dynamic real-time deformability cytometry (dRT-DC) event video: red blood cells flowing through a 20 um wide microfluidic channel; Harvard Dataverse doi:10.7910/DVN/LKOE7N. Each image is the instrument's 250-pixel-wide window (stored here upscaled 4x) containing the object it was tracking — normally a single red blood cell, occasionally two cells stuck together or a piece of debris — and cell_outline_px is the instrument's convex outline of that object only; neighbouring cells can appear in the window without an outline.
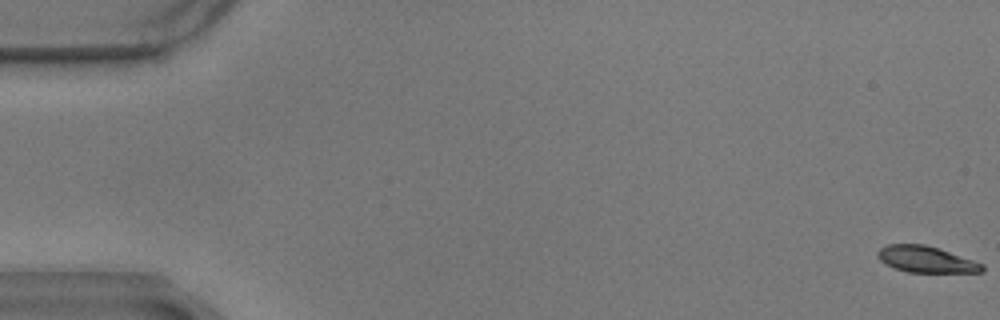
{"species": "common noctule bat (a hibernating species)", "species_latin": "Nyctalus noctula", "temperature_condition": "warm", "stored_images_in_passage": 60, "camera_frame_rate_fps": 3000, "um_per_image_px": 0.085, "animal": {"sex": "male", "body_mass_g": 17.9}, "frame": {"image": 1, "passage_image": 1, "time_ms": 0.0, "image_size_px": [1000, 320], "cell_outline_px": [[984, 272], [908, 272], [896, 268], [880, 260], [876, 256], [876, 252], [880, 248], [888, 244], [924, 244], [984, 264]], "centroid_in_image_um": [78.69, 22.04], "position_along_channel_um": 6.3, "area_um2": 15.72}}
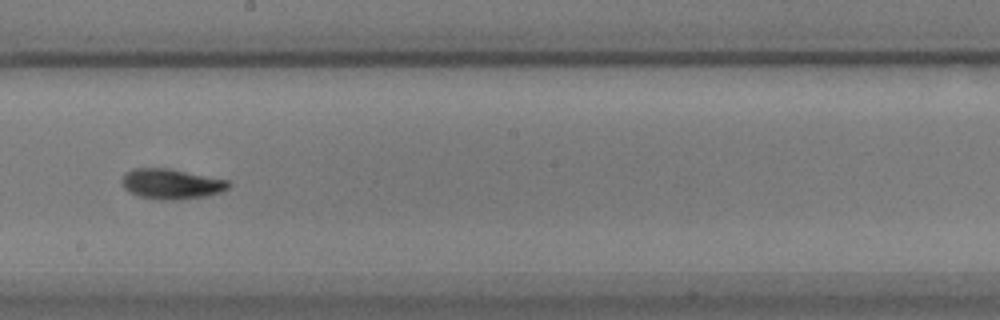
{"frame": {"image": 2, "passage_image": 34, "time_ms": 11.0, "image_size_px": [1000, 320], "cell_outline_px": [[232, 184], [228, 188], [220, 192], [208, 196], [180, 200], [156, 200], [140, 196], [128, 192], [124, 188], [124, 172], [136, 168], [168, 168], [228, 180]], "centroid_in_image_um": [14.59, 15.65], "position_along_channel_um": 233.6, "area_um2": 18.84}}
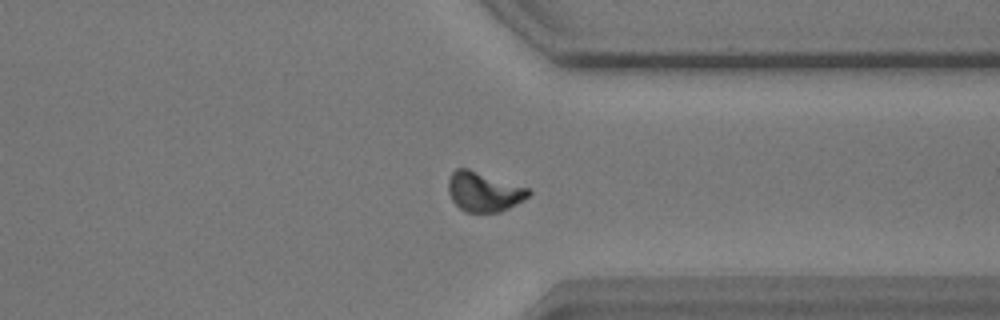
{"frame": {"image": 3, "passage_image": 46, "time_ms": 15.0, "image_size_px": [1000, 320], "cell_outline_px": [[532, 192], [528, 196], [508, 208], [500, 212], [464, 212], [452, 200], [448, 192], [448, 180], [452, 172], [456, 168], [468, 168], [528, 188]], "centroid_in_image_um": [41.09, 16.29], "position_along_channel_um": 370.3, "area_um2": 18.38}, "authors_computed_cell_mechanics": {"area_um2": 17.7446, "velocity_mm_per_s": 3.4527, "shape_relaxation_time_tau1_ms": 3.5271, "shape_relaxation_time_tau2_ms": 2.9099, "deformation_change_tau1": 0.1587, "deformation_change_tau2": 0.0592}}